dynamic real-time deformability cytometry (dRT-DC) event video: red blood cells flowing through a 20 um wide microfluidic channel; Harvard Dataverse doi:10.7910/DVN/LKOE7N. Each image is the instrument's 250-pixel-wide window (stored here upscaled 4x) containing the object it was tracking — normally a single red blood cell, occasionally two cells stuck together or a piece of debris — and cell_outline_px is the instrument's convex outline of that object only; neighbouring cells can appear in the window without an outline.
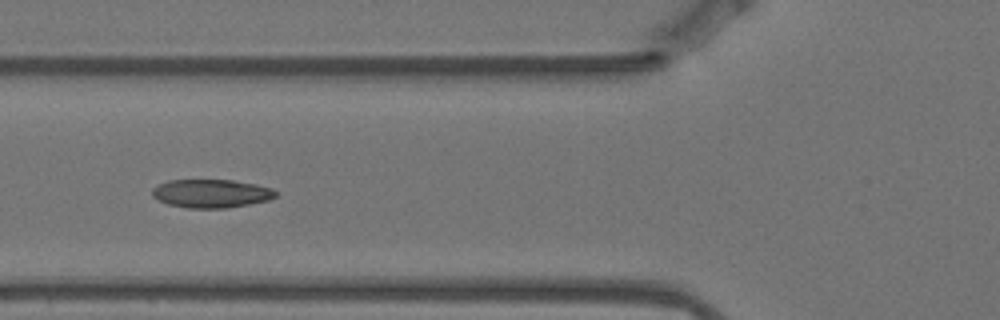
{"species": "Egyptian fruit bat (a non-hibernating species)", "species_latin": "Rousettus aegyptiacus", "temperature_condition": "warm", "stored_images_in_passage": 5, "camera_frame_rate_fps": 3000, "um_per_image_px": 0.085, "animal": {"sex": "female"}, "frame": {"image": 1, "passage_image": 5, "time_ms": 1.333, "image_size_px": [1000, 320], "cell_outline_px": [[276, 196], [268, 200], [228, 208], [188, 208], [168, 204], [152, 196], [152, 188], [168, 180], [232, 180], [256, 184], [272, 188], [276, 192]], "centroid_in_image_um": [17.95, 16.44], "position_along_channel_um": 107.8, "area_um2": 20.35}}